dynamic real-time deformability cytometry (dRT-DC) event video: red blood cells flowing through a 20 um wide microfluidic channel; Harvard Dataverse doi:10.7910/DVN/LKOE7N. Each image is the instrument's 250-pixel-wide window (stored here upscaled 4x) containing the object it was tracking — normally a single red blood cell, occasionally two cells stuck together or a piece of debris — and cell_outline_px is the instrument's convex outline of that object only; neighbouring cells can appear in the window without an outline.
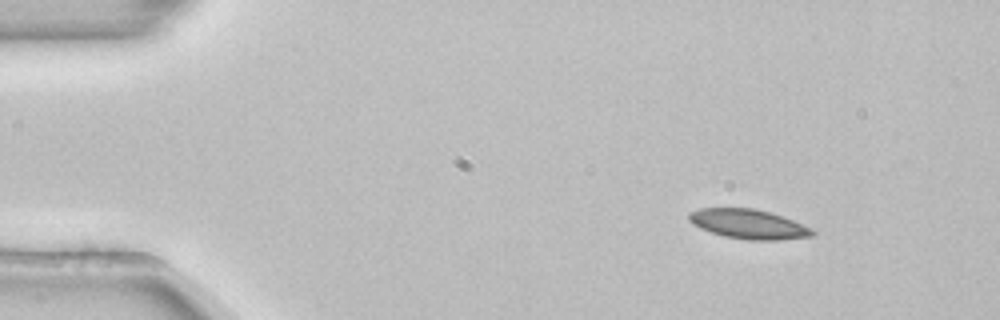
{"species": "common noctule bat (a hibernating species)", "species_latin": "Nyctalus noctula", "temperature_condition": "room temperature", "stored_images_in_passage": 47, "camera_frame_rate_fps": 3000, "um_per_image_px": 0.085, "animal": {"sex": "female", "body_mass_g": 22.7, "forearm_length_mm": 54.2}, "frame": {"image": 1, "passage_image": 1, "time_ms": 0.0, "image_size_px": [1000, 320], "cell_outline_px": [[816, 232], [812, 236], [776, 240], [748, 240], [724, 236], [700, 228], [692, 224], [688, 220], [688, 212], [700, 208], [752, 208], [768, 212], [792, 220], [812, 228]], "centroid_in_image_um": [63.58, 19.05], "position_along_channel_um": 21.4, "area_um2": 21.1}}
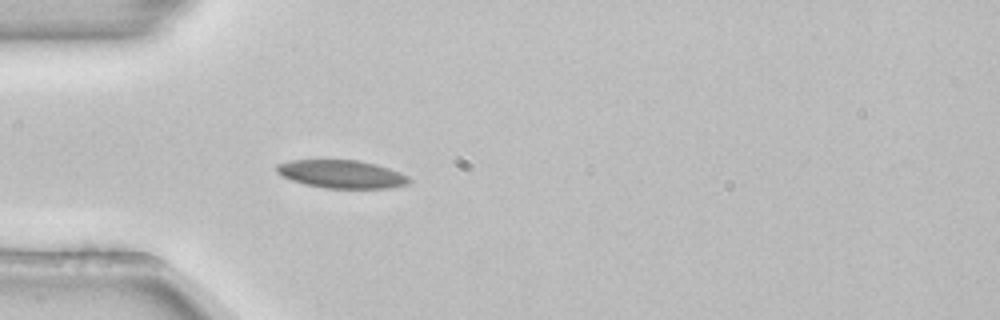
{"frame": {"image": 2, "passage_image": 10, "time_ms": 3.0, "image_size_px": [1000, 320], "cell_outline_px": [[412, 180], [408, 184], [388, 188], [324, 188], [304, 184], [292, 180], [276, 172], [276, 164], [288, 160], [360, 160], [376, 164], [400, 172], [408, 176]], "centroid_in_image_um": [29.04, 14.79], "position_along_channel_um": 56.0, "area_um2": 21.73}}
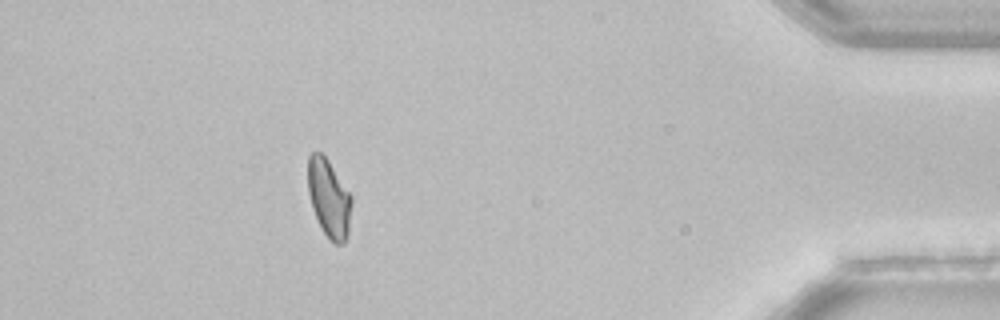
{"frame": {"image": 3, "passage_image": 42, "time_ms": 13.667, "image_size_px": [1000, 320], "cell_outline_px": [[352, 204], [348, 236], [344, 244], [336, 244], [324, 232], [312, 208], [308, 192], [308, 156], [312, 152], [320, 152], [328, 160], [352, 196]], "centroid_in_image_um": [27.97, 16.85], "position_along_channel_um": 407.2, "area_um2": 19.77}, "authors_computed_cell_mechanics": {"area_um2": 20.9814, "velocity_mm_per_s": 3.8577, "shape_relaxation_time_tau1_ms": null, "shape_relaxation_time_tau2_ms": 8.0786, "deformation_change_tau1": null, "deformation_change_tau2": 0.124}}